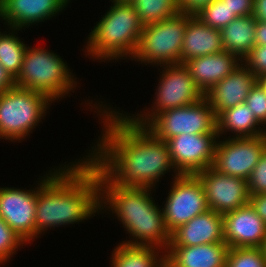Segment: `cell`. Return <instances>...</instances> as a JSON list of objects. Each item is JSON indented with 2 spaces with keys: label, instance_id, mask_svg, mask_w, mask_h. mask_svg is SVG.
Segmentation results:
<instances>
[{
  "label": "cell",
  "instance_id": "6da1fadb",
  "mask_svg": "<svg viewBox=\"0 0 266 267\" xmlns=\"http://www.w3.org/2000/svg\"><path fill=\"white\" fill-rule=\"evenodd\" d=\"M88 99L85 107L95 110L93 114L96 112L103 125L98 139L85 156L113 184L155 189L168 172L173 171V178L179 175L165 141L132 121L121 108L117 110L103 101Z\"/></svg>",
  "mask_w": 266,
  "mask_h": 267
},
{
  "label": "cell",
  "instance_id": "7a4b0ae2",
  "mask_svg": "<svg viewBox=\"0 0 266 267\" xmlns=\"http://www.w3.org/2000/svg\"><path fill=\"white\" fill-rule=\"evenodd\" d=\"M79 158L49 168L36 181L35 238L50 229L99 216V169L86 156Z\"/></svg>",
  "mask_w": 266,
  "mask_h": 267
},
{
  "label": "cell",
  "instance_id": "3957f363",
  "mask_svg": "<svg viewBox=\"0 0 266 267\" xmlns=\"http://www.w3.org/2000/svg\"><path fill=\"white\" fill-rule=\"evenodd\" d=\"M100 213L118 219L130 245L153 246L167 250L171 233L166 227L162 206L152 197V188L118 187L100 170ZM159 206V207H158ZM161 207V208H160ZM104 210V211H103Z\"/></svg>",
  "mask_w": 266,
  "mask_h": 267
},
{
  "label": "cell",
  "instance_id": "277c9868",
  "mask_svg": "<svg viewBox=\"0 0 266 267\" xmlns=\"http://www.w3.org/2000/svg\"><path fill=\"white\" fill-rule=\"evenodd\" d=\"M143 27L130 2L111 1V7L90 30L82 50L93 61L130 60L136 52Z\"/></svg>",
  "mask_w": 266,
  "mask_h": 267
},
{
  "label": "cell",
  "instance_id": "5b68a950",
  "mask_svg": "<svg viewBox=\"0 0 266 267\" xmlns=\"http://www.w3.org/2000/svg\"><path fill=\"white\" fill-rule=\"evenodd\" d=\"M59 55L53 50L28 45L20 72L14 79L15 87L44 93L53 102L70 97L79 82Z\"/></svg>",
  "mask_w": 266,
  "mask_h": 267
},
{
  "label": "cell",
  "instance_id": "8992f818",
  "mask_svg": "<svg viewBox=\"0 0 266 267\" xmlns=\"http://www.w3.org/2000/svg\"><path fill=\"white\" fill-rule=\"evenodd\" d=\"M52 103L44 93L19 87L0 94V139L13 143L26 140L43 122Z\"/></svg>",
  "mask_w": 266,
  "mask_h": 267
},
{
  "label": "cell",
  "instance_id": "52a82bcc",
  "mask_svg": "<svg viewBox=\"0 0 266 267\" xmlns=\"http://www.w3.org/2000/svg\"><path fill=\"white\" fill-rule=\"evenodd\" d=\"M192 16L178 12L165 20L145 25L131 61L156 68L181 63L185 29Z\"/></svg>",
  "mask_w": 266,
  "mask_h": 267
},
{
  "label": "cell",
  "instance_id": "ba28073f",
  "mask_svg": "<svg viewBox=\"0 0 266 267\" xmlns=\"http://www.w3.org/2000/svg\"><path fill=\"white\" fill-rule=\"evenodd\" d=\"M159 68H157L160 71L159 82L154 93L155 98L150 104L151 107H147L146 111L135 112V114L124 112L132 121L144 127L159 113L193 104L204 97L184 64L162 65Z\"/></svg>",
  "mask_w": 266,
  "mask_h": 267
},
{
  "label": "cell",
  "instance_id": "9c48e42d",
  "mask_svg": "<svg viewBox=\"0 0 266 267\" xmlns=\"http://www.w3.org/2000/svg\"><path fill=\"white\" fill-rule=\"evenodd\" d=\"M146 128L165 142L180 134H218L217 116L205 97L193 104L159 113Z\"/></svg>",
  "mask_w": 266,
  "mask_h": 267
},
{
  "label": "cell",
  "instance_id": "30bf717a",
  "mask_svg": "<svg viewBox=\"0 0 266 267\" xmlns=\"http://www.w3.org/2000/svg\"><path fill=\"white\" fill-rule=\"evenodd\" d=\"M162 207L165 224L171 233L193 217L209 210L206 194L196 175L179 174L172 178Z\"/></svg>",
  "mask_w": 266,
  "mask_h": 267
},
{
  "label": "cell",
  "instance_id": "8fae6325",
  "mask_svg": "<svg viewBox=\"0 0 266 267\" xmlns=\"http://www.w3.org/2000/svg\"><path fill=\"white\" fill-rule=\"evenodd\" d=\"M265 149L266 134L224 140L219 138L212 167L225 175L248 180Z\"/></svg>",
  "mask_w": 266,
  "mask_h": 267
},
{
  "label": "cell",
  "instance_id": "7c38bea8",
  "mask_svg": "<svg viewBox=\"0 0 266 267\" xmlns=\"http://www.w3.org/2000/svg\"><path fill=\"white\" fill-rule=\"evenodd\" d=\"M218 134H180L166 141L178 174L195 175L213 165Z\"/></svg>",
  "mask_w": 266,
  "mask_h": 267
},
{
  "label": "cell",
  "instance_id": "4fadbf2b",
  "mask_svg": "<svg viewBox=\"0 0 266 267\" xmlns=\"http://www.w3.org/2000/svg\"><path fill=\"white\" fill-rule=\"evenodd\" d=\"M195 175L203 186L209 210L225 214L249 204L247 180L225 175L212 166Z\"/></svg>",
  "mask_w": 266,
  "mask_h": 267
},
{
  "label": "cell",
  "instance_id": "5bb4252c",
  "mask_svg": "<svg viewBox=\"0 0 266 267\" xmlns=\"http://www.w3.org/2000/svg\"><path fill=\"white\" fill-rule=\"evenodd\" d=\"M33 185L30 189L0 187V217L27 245L35 240L37 183Z\"/></svg>",
  "mask_w": 266,
  "mask_h": 267
},
{
  "label": "cell",
  "instance_id": "9a60e30c",
  "mask_svg": "<svg viewBox=\"0 0 266 267\" xmlns=\"http://www.w3.org/2000/svg\"><path fill=\"white\" fill-rule=\"evenodd\" d=\"M71 0H0V20L5 28H29L56 18ZM46 20V21H45ZM7 26V27H6Z\"/></svg>",
  "mask_w": 266,
  "mask_h": 267
},
{
  "label": "cell",
  "instance_id": "2e32d148",
  "mask_svg": "<svg viewBox=\"0 0 266 267\" xmlns=\"http://www.w3.org/2000/svg\"><path fill=\"white\" fill-rule=\"evenodd\" d=\"M223 237L229 248H262L266 224L249 203L223 214Z\"/></svg>",
  "mask_w": 266,
  "mask_h": 267
},
{
  "label": "cell",
  "instance_id": "e0dca14e",
  "mask_svg": "<svg viewBox=\"0 0 266 267\" xmlns=\"http://www.w3.org/2000/svg\"><path fill=\"white\" fill-rule=\"evenodd\" d=\"M256 83L257 77L242 63L204 94V97L218 116L227 108L243 104Z\"/></svg>",
  "mask_w": 266,
  "mask_h": 267
},
{
  "label": "cell",
  "instance_id": "ac0fdd59",
  "mask_svg": "<svg viewBox=\"0 0 266 267\" xmlns=\"http://www.w3.org/2000/svg\"><path fill=\"white\" fill-rule=\"evenodd\" d=\"M224 242L223 214L208 210L171 232L168 246H197Z\"/></svg>",
  "mask_w": 266,
  "mask_h": 267
},
{
  "label": "cell",
  "instance_id": "d6986e66",
  "mask_svg": "<svg viewBox=\"0 0 266 267\" xmlns=\"http://www.w3.org/2000/svg\"><path fill=\"white\" fill-rule=\"evenodd\" d=\"M242 63L237 56L223 50L219 53L192 58L184 65L188 68L195 85L203 94H206Z\"/></svg>",
  "mask_w": 266,
  "mask_h": 267
},
{
  "label": "cell",
  "instance_id": "ffe728a7",
  "mask_svg": "<svg viewBox=\"0 0 266 267\" xmlns=\"http://www.w3.org/2000/svg\"><path fill=\"white\" fill-rule=\"evenodd\" d=\"M225 242L197 246H168L165 257L174 267H226Z\"/></svg>",
  "mask_w": 266,
  "mask_h": 267
},
{
  "label": "cell",
  "instance_id": "44dd1931",
  "mask_svg": "<svg viewBox=\"0 0 266 267\" xmlns=\"http://www.w3.org/2000/svg\"><path fill=\"white\" fill-rule=\"evenodd\" d=\"M221 31L204 24L193 15L187 22L181 48V63L192 58L223 51Z\"/></svg>",
  "mask_w": 266,
  "mask_h": 267
},
{
  "label": "cell",
  "instance_id": "7402d4cb",
  "mask_svg": "<svg viewBox=\"0 0 266 267\" xmlns=\"http://www.w3.org/2000/svg\"><path fill=\"white\" fill-rule=\"evenodd\" d=\"M226 132L230 135L227 138L256 137L266 134V128L243 103L227 108L217 116L218 138H224L223 135H228Z\"/></svg>",
  "mask_w": 266,
  "mask_h": 267
},
{
  "label": "cell",
  "instance_id": "603a6c76",
  "mask_svg": "<svg viewBox=\"0 0 266 267\" xmlns=\"http://www.w3.org/2000/svg\"><path fill=\"white\" fill-rule=\"evenodd\" d=\"M223 49L243 61L256 45V19L253 15L240 16L221 30Z\"/></svg>",
  "mask_w": 266,
  "mask_h": 267
},
{
  "label": "cell",
  "instance_id": "cb8c5ba5",
  "mask_svg": "<svg viewBox=\"0 0 266 267\" xmlns=\"http://www.w3.org/2000/svg\"><path fill=\"white\" fill-rule=\"evenodd\" d=\"M111 256V267H156L165 257V251L153 246L120 242L112 251Z\"/></svg>",
  "mask_w": 266,
  "mask_h": 267
},
{
  "label": "cell",
  "instance_id": "d4e9b609",
  "mask_svg": "<svg viewBox=\"0 0 266 267\" xmlns=\"http://www.w3.org/2000/svg\"><path fill=\"white\" fill-rule=\"evenodd\" d=\"M6 30L0 34V64L15 79L20 72L28 44L17 36L22 29L7 27Z\"/></svg>",
  "mask_w": 266,
  "mask_h": 267
},
{
  "label": "cell",
  "instance_id": "484cf974",
  "mask_svg": "<svg viewBox=\"0 0 266 267\" xmlns=\"http://www.w3.org/2000/svg\"><path fill=\"white\" fill-rule=\"evenodd\" d=\"M130 3L144 26L165 20L179 12L177 0H131Z\"/></svg>",
  "mask_w": 266,
  "mask_h": 267
},
{
  "label": "cell",
  "instance_id": "4316f807",
  "mask_svg": "<svg viewBox=\"0 0 266 267\" xmlns=\"http://www.w3.org/2000/svg\"><path fill=\"white\" fill-rule=\"evenodd\" d=\"M195 16L204 24L218 30L226 27L231 21L237 18L234 12H231L228 8L226 2L222 0L212 1Z\"/></svg>",
  "mask_w": 266,
  "mask_h": 267
},
{
  "label": "cell",
  "instance_id": "83f0119b",
  "mask_svg": "<svg viewBox=\"0 0 266 267\" xmlns=\"http://www.w3.org/2000/svg\"><path fill=\"white\" fill-rule=\"evenodd\" d=\"M226 267H266V258L262 248H229Z\"/></svg>",
  "mask_w": 266,
  "mask_h": 267
},
{
  "label": "cell",
  "instance_id": "f1b7e54d",
  "mask_svg": "<svg viewBox=\"0 0 266 267\" xmlns=\"http://www.w3.org/2000/svg\"><path fill=\"white\" fill-rule=\"evenodd\" d=\"M27 244L13 231L9 225L0 217V265L10 262L16 251Z\"/></svg>",
  "mask_w": 266,
  "mask_h": 267
},
{
  "label": "cell",
  "instance_id": "f546056e",
  "mask_svg": "<svg viewBox=\"0 0 266 267\" xmlns=\"http://www.w3.org/2000/svg\"><path fill=\"white\" fill-rule=\"evenodd\" d=\"M250 196L266 193V149L247 180Z\"/></svg>",
  "mask_w": 266,
  "mask_h": 267
},
{
  "label": "cell",
  "instance_id": "4dcf8cb0",
  "mask_svg": "<svg viewBox=\"0 0 266 267\" xmlns=\"http://www.w3.org/2000/svg\"><path fill=\"white\" fill-rule=\"evenodd\" d=\"M244 103L253 112L255 118L266 128V93L257 83L250 90Z\"/></svg>",
  "mask_w": 266,
  "mask_h": 267
},
{
  "label": "cell",
  "instance_id": "1f68e13d",
  "mask_svg": "<svg viewBox=\"0 0 266 267\" xmlns=\"http://www.w3.org/2000/svg\"><path fill=\"white\" fill-rule=\"evenodd\" d=\"M242 62L256 77L266 74V46L255 45Z\"/></svg>",
  "mask_w": 266,
  "mask_h": 267
},
{
  "label": "cell",
  "instance_id": "d6a6232c",
  "mask_svg": "<svg viewBox=\"0 0 266 267\" xmlns=\"http://www.w3.org/2000/svg\"><path fill=\"white\" fill-rule=\"evenodd\" d=\"M237 17L253 14L254 0H222Z\"/></svg>",
  "mask_w": 266,
  "mask_h": 267
},
{
  "label": "cell",
  "instance_id": "836d02e7",
  "mask_svg": "<svg viewBox=\"0 0 266 267\" xmlns=\"http://www.w3.org/2000/svg\"><path fill=\"white\" fill-rule=\"evenodd\" d=\"M214 0H177L179 12L196 15Z\"/></svg>",
  "mask_w": 266,
  "mask_h": 267
},
{
  "label": "cell",
  "instance_id": "e575fe53",
  "mask_svg": "<svg viewBox=\"0 0 266 267\" xmlns=\"http://www.w3.org/2000/svg\"><path fill=\"white\" fill-rule=\"evenodd\" d=\"M249 203L266 224V193L250 196Z\"/></svg>",
  "mask_w": 266,
  "mask_h": 267
},
{
  "label": "cell",
  "instance_id": "d590c367",
  "mask_svg": "<svg viewBox=\"0 0 266 267\" xmlns=\"http://www.w3.org/2000/svg\"><path fill=\"white\" fill-rule=\"evenodd\" d=\"M15 87L14 79L0 64V94Z\"/></svg>",
  "mask_w": 266,
  "mask_h": 267
},
{
  "label": "cell",
  "instance_id": "8d00e7d4",
  "mask_svg": "<svg viewBox=\"0 0 266 267\" xmlns=\"http://www.w3.org/2000/svg\"><path fill=\"white\" fill-rule=\"evenodd\" d=\"M253 17L261 22H266V0H254Z\"/></svg>",
  "mask_w": 266,
  "mask_h": 267
},
{
  "label": "cell",
  "instance_id": "74e56055",
  "mask_svg": "<svg viewBox=\"0 0 266 267\" xmlns=\"http://www.w3.org/2000/svg\"><path fill=\"white\" fill-rule=\"evenodd\" d=\"M255 43L266 46V22L256 20Z\"/></svg>",
  "mask_w": 266,
  "mask_h": 267
},
{
  "label": "cell",
  "instance_id": "f35d334b",
  "mask_svg": "<svg viewBox=\"0 0 266 267\" xmlns=\"http://www.w3.org/2000/svg\"><path fill=\"white\" fill-rule=\"evenodd\" d=\"M257 84L266 93V74L257 77Z\"/></svg>",
  "mask_w": 266,
  "mask_h": 267
},
{
  "label": "cell",
  "instance_id": "ab89813d",
  "mask_svg": "<svg viewBox=\"0 0 266 267\" xmlns=\"http://www.w3.org/2000/svg\"><path fill=\"white\" fill-rule=\"evenodd\" d=\"M156 267H174L166 257H164Z\"/></svg>",
  "mask_w": 266,
  "mask_h": 267
},
{
  "label": "cell",
  "instance_id": "60d3db41",
  "mask_svg": "<svg viewBox=\"0 0 266 267\" xmlns=\"http://www.w3.org/2000/svg\"><path fill=\"white\" fill-rule=\"evenodd\" d=\"M262 250H263L264 256L266 258V238H265V241H264V243L262 245Z\"/></svg>",
  "mask_w": 266,
  "mask_h": 267
},
{
  "label": "cell",
  "instance_id": "b9f144b4",
  "mask_svg": "<svg viewBox=\"0 0 266 267\" xmlns=\"http://www.w3.org/2000/svg\"><path fill=\"white\" fill-rule=\"evenodd\" d=\"M110 1H116V2H130L131 0H110Z\"/></svg>",
  "mask_w": 266,
  "mask_h": 267
}]
</instances>
